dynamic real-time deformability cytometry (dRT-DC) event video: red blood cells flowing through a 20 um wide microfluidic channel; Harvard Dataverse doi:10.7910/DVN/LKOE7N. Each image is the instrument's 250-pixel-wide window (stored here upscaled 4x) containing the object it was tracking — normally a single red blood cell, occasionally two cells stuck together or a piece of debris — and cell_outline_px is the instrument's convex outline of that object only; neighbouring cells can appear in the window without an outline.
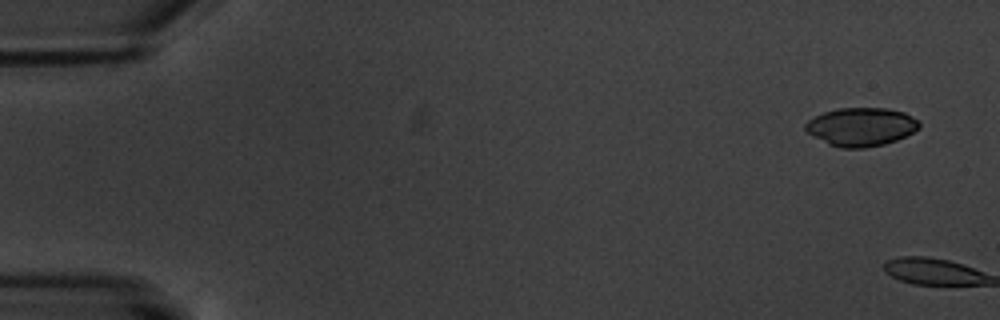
{"species": "common noctule bat (a hibernating species)", "species_latin": "Nyctalus noctula", "temperature_condition": "warm", "stored_images_in_passage": 11, "camera_frame_rate_fps": 3000, "um_per_image_px": 0.085, "animal": {"sex": "male", "body_mass_g": 20.1, "forearm_length_mm": 53.5}, "frame": {"image": 1, "passage_image": 1, "time_ms": 0.0, "image_size_px": [1000, 320], "cell_outline_px": [[920, 128], [896, 140], [884, 144], [864, 148], [840, 148], [828, 144], [808, 132], [804, 128], [804, 124], [808, 120], [824, 112], [836, 108], [888, 108], [904, 112], [916, 120], [920, 124]], "centroid_in_image_um": [73.18, 10.78], "position_along_channel_um": 11.8, "area_um2": 25.32}}